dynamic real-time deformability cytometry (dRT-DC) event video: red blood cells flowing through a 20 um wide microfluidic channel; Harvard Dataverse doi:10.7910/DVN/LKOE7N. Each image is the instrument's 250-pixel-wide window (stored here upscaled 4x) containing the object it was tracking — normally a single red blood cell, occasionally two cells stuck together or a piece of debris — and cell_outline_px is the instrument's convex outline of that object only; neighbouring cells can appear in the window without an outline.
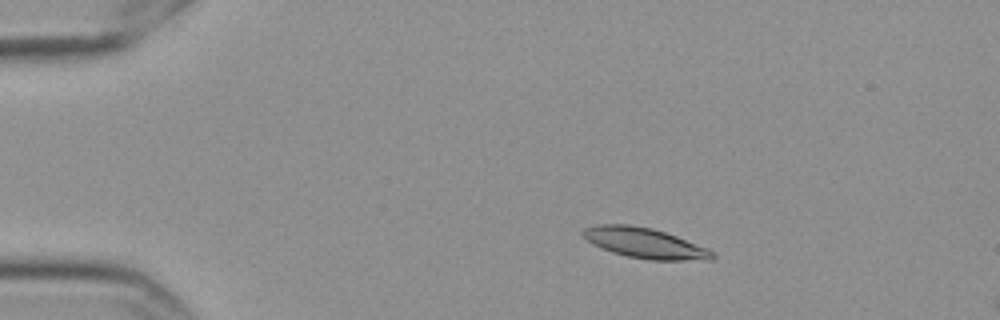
{"species": "Egyptian fruit bat (a non-hibernating species)", "species_latin": "Rousettus aegyptiacus", "temperature_condition": "cold", "stored_images_in_passage": 13, "camera_frame_rate_fps": 3000, "um_per_image_px": 0.085, "frame": {"image": 1, "passage_image": 6, "time_ms": 1.667, "image_size_px": [1000, 320], "cell_outline_px": [[716, 256], [712, 260], [648, 260], [628, 256], [612, 252], [592, 244], [580, 232], [584, 228], [596, 224], [628, 224], [652, 228], [676, 236], [708, 248], [716, 252]], "centroid_in_image_um": [54.83, 20.66], "position_along_channel_um": 30.2, "area_um2": 22.95}}